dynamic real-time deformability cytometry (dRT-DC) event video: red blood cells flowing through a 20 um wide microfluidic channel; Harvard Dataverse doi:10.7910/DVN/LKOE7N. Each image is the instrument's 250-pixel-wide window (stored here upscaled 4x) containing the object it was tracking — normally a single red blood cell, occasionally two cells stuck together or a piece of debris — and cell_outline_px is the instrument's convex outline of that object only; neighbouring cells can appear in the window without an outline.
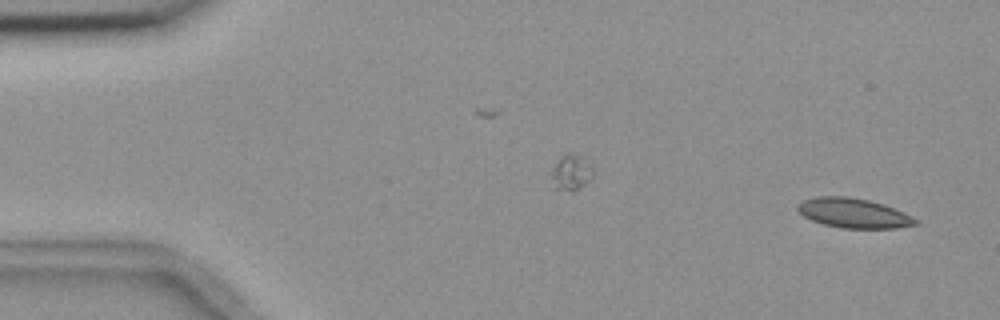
{"species": "common noctule bat (a hibernating species)", "species_latin": "Nyctalus noctula", "temperature_condition": "room temperature", "stored_images_in_passage": 4, "segment_of_instrument_passage": [2, 2], "camera_frame_rate_fps": 3000, "um_per_image_px": 0.085, "animal": {"sex": "female", "body_mass_g": 18.4}, "frame": {"image": 1, "passage_image": 4, "time_ms": 3.667, "image_size_px": [1000, 320], "cell_outline_px": [[920, 220], [916, 224], [896, 228], [844, 228], [824, 224], [812, 220], [804, 216], [796, 208], [796, 204], [804, 200], [816, 196], [848, 196], [868, 200], [884, 204], [904, 212]], "centroid_in_image_um": [72.56, 18.1], "position_along_channel_um": 12.4, "area_um2": 20.35}}